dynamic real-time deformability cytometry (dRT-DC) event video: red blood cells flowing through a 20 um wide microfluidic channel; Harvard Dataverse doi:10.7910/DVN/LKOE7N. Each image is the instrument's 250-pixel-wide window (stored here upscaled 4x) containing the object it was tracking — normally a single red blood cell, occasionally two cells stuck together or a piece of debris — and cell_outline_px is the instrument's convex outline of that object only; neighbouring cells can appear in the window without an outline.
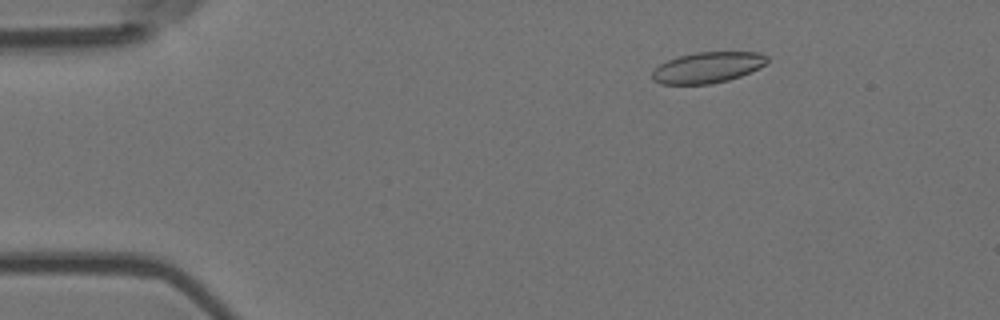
{"species": "Egyptian fruit bat (a non-hibernating species)", "species_latin": "Rousettus aegyptiacus", "temperature_condition": "room temperature", "stored_images_in_passage": 7, "camera_frame_rate_fps": 3000, "um_per_image_px": 0.085, "animal": {"sex": "female"}, "frame": {"image": 1, "passage_image": 3, "time_ms": 0.667, "image_size_px": [1000, 320], "cell_outline_px": [[768, 60], [764, 64], [740, 76], [728, 80], [712, 84], [660, 84], [652, 80], [652, 72], [660, 64], [668, 60], [680, 56], [696, 52], [756, 52], [768, 56]], "centroid_in_image_um": [60.11, 5.74], "position_along_channel_um": 24.9, "area_um2": 20.46}}
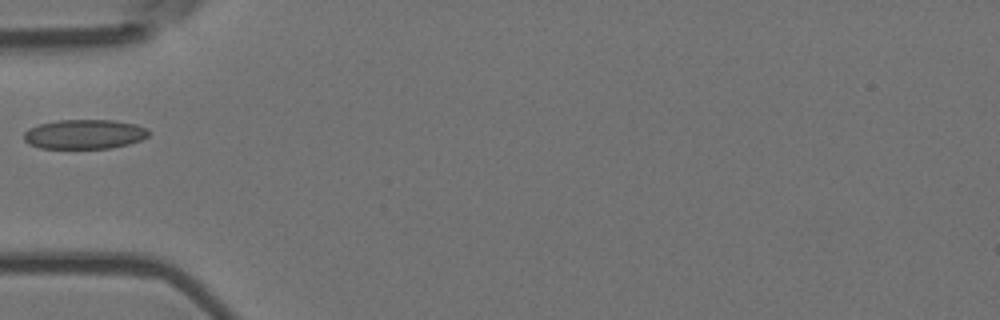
{"frame": {"image": 2, "passage_image": 6, "time_ms": 1.667, "image_size_px": [1000, 320], "cell_outline_px": [[152, 132], [148, 136], [140, 140], [128, 144], [108, 148], [40, 148], [28, 144], [24, 140], [24, 132], [28, 128], [40, 124], [56, 120], [112, 120], [136, 124], [148, 128]], "centroid_in_image_um": [7.18, 11.4], "position_along_channel_um": 77.8, "area_um2": 21.56}}
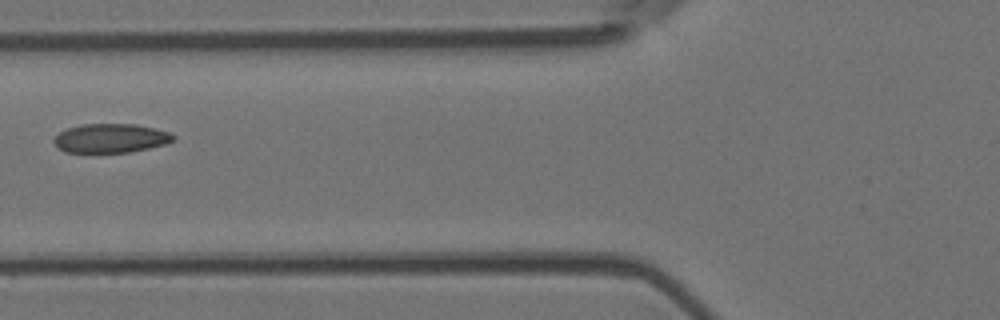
{"frame": {"image": 3, "passage_image": 7, "time_ms": 2.0, "image_size_px": [1000, 320], "cell_outline_px": [[176, 140], [164, 144], [132, 152], [64, 152], [52, 140], [60, 132], [68, 128], [80, 124], [136, 124], [168, 132], [176, 136]], "centroid_in_image_um": [9.42, 11.75], "position_along_channel_um": 116.4, "area_um2": 20.06}}